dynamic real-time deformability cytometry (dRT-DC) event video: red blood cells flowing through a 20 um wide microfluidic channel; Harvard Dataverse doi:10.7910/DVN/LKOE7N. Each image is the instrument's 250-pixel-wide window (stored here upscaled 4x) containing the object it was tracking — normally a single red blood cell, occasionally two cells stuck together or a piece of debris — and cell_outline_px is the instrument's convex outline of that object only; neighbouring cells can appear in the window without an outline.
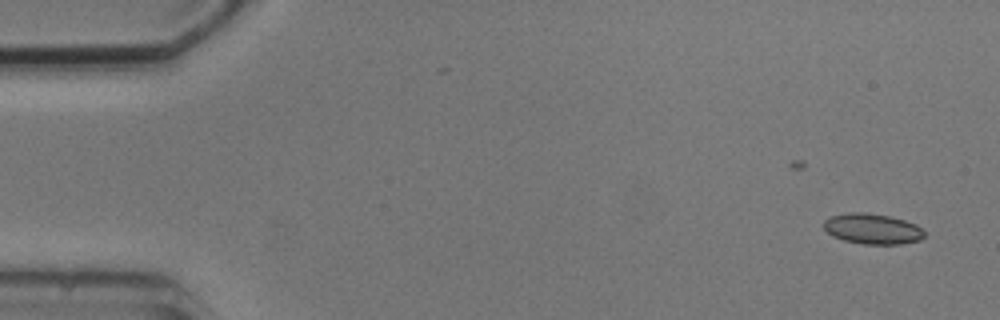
{"species": "common noctule bat (a hibernating species)", "species_latin": "Nyctalus noctula", "temperature_condition": "cold", "stored_images_in_passage": 5, "camera_frame_rate_fps": 3000, "um_per_image_px": 0.085, "animal": {"sex": "male", "body_mass_g": 20.5, "forearm_length_mm": 52.5}, "frame": {"image": 1, "passage_image": 2, "time_ms": 1.333, "image_size_px": [1000, 320], "cell_outline_px": [[924, 236], [920, 240], [900, 244], [864, 244], [844, 240], [832, 236], [824, 228], [824, 220], [832, 216], [848, 212], [864, 212], [888, 216], [904, 220], [916, 224], [924, 232]], "centroid_in_image_um": [74.15, 19.45], "position_along_channel_um": 10.9, "area_um2": 17.74}}
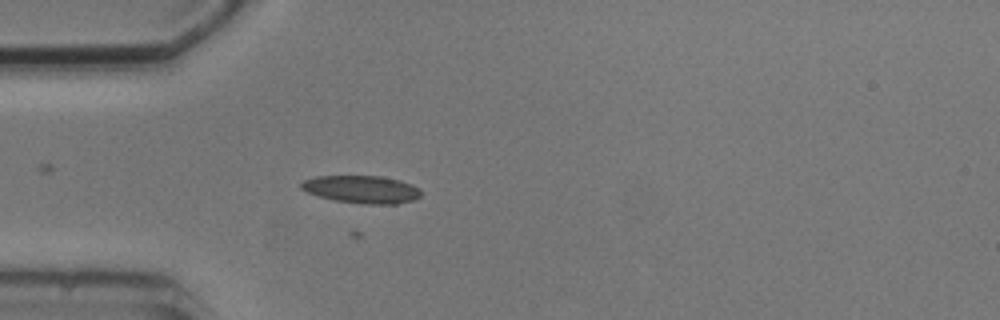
{"frame": {"image": 2, "passage_image": 5, "time_ms": 5.667, "image_size_px": [1000, 320], "cell_outline_px": [[420, 196], [412, 200], [396, 204], [364, 204], [336, 200], [320, 196], [308, 192], [300, 188], [300, 184], [304, 180], [316, 176], [380, 176], [400, 180], [412, 184], [420, 188]], "centroid_in_image_um": [30.76, 16.09], "position_along_channel_um": 54.2, "area_um2": 19.19}}